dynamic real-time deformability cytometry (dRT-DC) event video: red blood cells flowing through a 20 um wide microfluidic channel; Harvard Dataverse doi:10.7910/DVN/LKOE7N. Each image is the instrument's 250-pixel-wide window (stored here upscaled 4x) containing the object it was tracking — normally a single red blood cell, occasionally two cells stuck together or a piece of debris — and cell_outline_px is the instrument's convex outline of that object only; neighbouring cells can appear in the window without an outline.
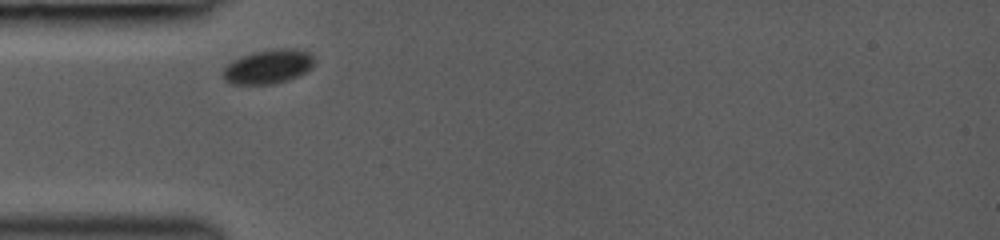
{"species": "common noctule bat (a hibernating species)", "species_latin": "Nyctalus noctula", "temperature_condition": "room temperature", "stored_images_in_passage": 2, "camera_frame_rate_fps": 3000, "um_per_image_px": 0.085, "animal": {"sex": "female", "body_mass_g": 19.0, "forearm_length_mm": 53.3}, "frame": {"image": 1, "passage_image": 1, "time_ms": 0.0, "image_size_px": [1000, 240], "cell_outline_px": [[312, 68], [288, 80], [272, 84], [228, 84], [224, 80], [224, 68], [232, 60], [240, 56], [252, 52], [272, 48], [292, 48], [308, 52], [312, 56]], "centroid_in_image_um": [22.75, 5.65], "position_along_channel_um": 62.2, "area_um2": 18.15}}
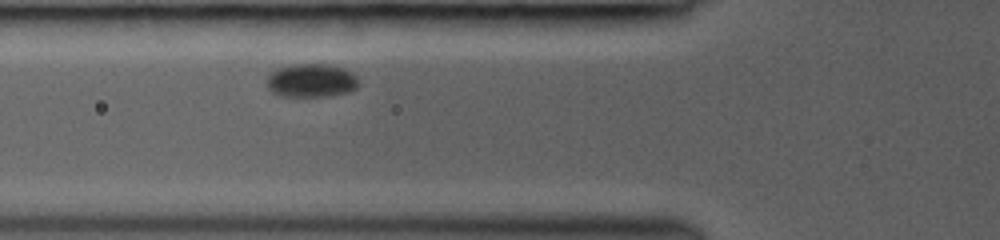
{"frame": {"image": 2, "passage_image": 2, "time_ms": 0.333, "image_size_px": [1000, 240], "cell_outline_px": [[360, 84], [356, 88], [348, 92], [328, 96], [280, 96], [272, 92], [268, 88], [268, 72], [276, 68], [292, 64], [328, 64], [344, 68], [352, 72], [360, 80]], "centroid_in_image_um": [26.47, 6.83], "position_along_channel_um": 99.3, "area_um2": 18.21}}